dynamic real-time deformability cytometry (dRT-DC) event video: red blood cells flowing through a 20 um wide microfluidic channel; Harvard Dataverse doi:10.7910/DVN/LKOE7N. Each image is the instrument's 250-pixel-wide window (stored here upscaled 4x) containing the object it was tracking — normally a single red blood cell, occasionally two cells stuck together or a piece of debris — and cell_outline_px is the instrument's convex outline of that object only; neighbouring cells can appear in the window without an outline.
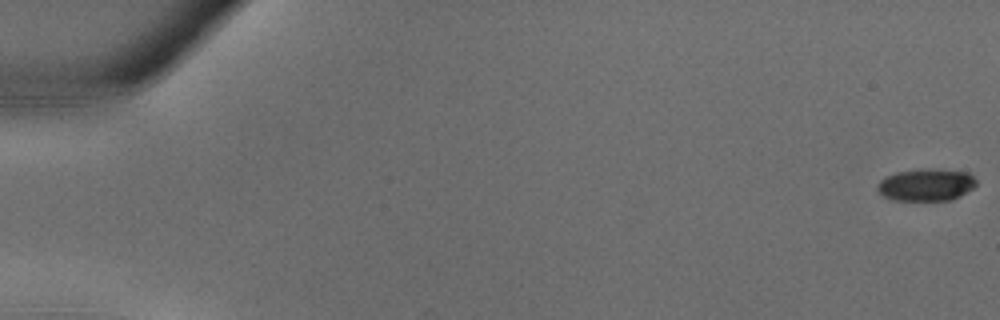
{"species": "common noctule bat (a hibernating species)", "species_latin": "Nyctalus noctula", "temperature_condition": "warm", "stored_images_in_passage": 37, "camera_frame_rate_fps": 3000, "um_per_image_px": 0.085, "animal": {"sex": "male", "body_mass_g": 18.8}, "frame": {"image": 1, "passage_image": 1, "time_ms": 0.0, "image_size_px": [1000, 320], "cell_outline_px": [[976, 184], [972, 188], [960, 196], [952, 200], [892, 200], [884, 196], [876, 188], [876, 184], [884, 176], [896, 172], [968, 172], [976, 180]], "centroid_in_image_um": [78.67, 15.77], "position_along_channel_um": 6.3, "area_um2": 17.57}}
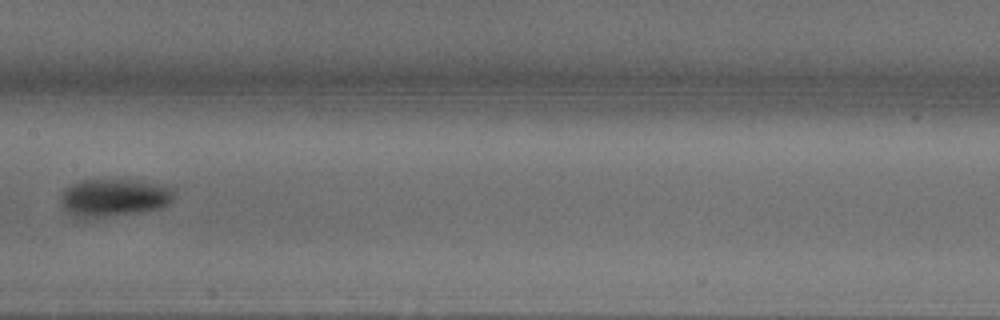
{"frame": {"image": 2, "passage_image": 20, "time_ms": 6.333, "image_size_px": [1000, 320], "cell_outline_px": [[172, 200], [168, 204], [160, 208], [140, 212], [84, 220], [76, 220], [64, 208], [60, 200], [64, 192], [72, 184], [84, 180], [136, 180], [164, 184], [172, 188]], "centroid_in_image_um": [9.67, 16.83], "position_along_channel_um": 197.7, "area_um2": 25.14}}
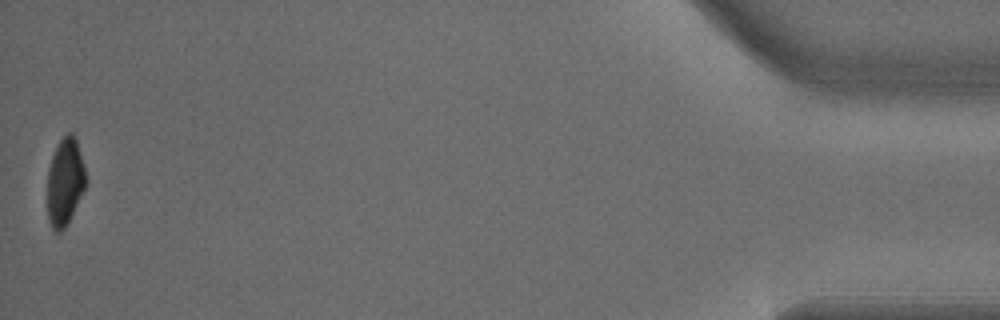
{"frame": {"image": 3, "passage_image": 37, "time_ms": 12.0, "image_size_px": [1000, 320], "cell_outline_px": [[88, 184], [64, 228], [60, 232], [56, 232], [52, 228], [48, 220], [48, 168], [56, 144], [68, 132], [72, 132], [76, 136], [88, 180]], "centroid_in_image_um": [5.55, 15.41], "position_along_channel_um": 429.7, "area_um2": 19.83}}